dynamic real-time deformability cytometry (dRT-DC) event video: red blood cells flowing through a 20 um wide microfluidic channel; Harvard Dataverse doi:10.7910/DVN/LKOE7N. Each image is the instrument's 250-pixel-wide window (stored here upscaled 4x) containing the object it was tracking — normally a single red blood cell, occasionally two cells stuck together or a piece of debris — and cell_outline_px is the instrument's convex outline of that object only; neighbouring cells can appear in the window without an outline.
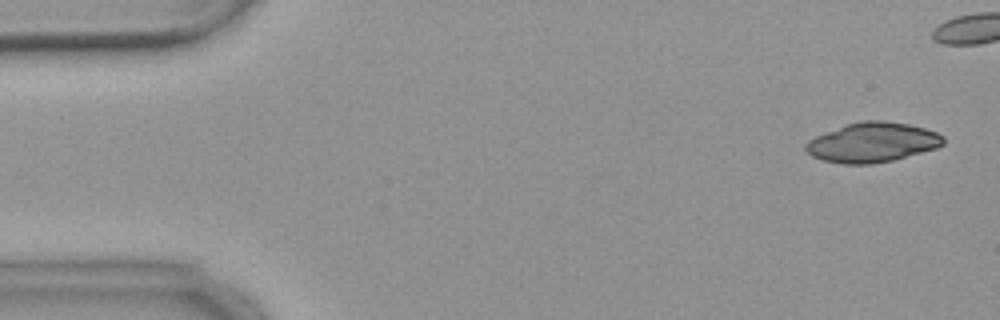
{"species": "common noctule bat (a hibernating species)", "species_latin": "Nyctalus noctula", "temperature_condition": "warm", "stored_images_in_passage": 7, "camera_frame_rate_fps": 3000, "um_per_image_px": 0.085, "animal": {"sex": "female", "body_mass_g": 18.4}, "frame": {"image": 1, "passage_image": 1, "time_ms": 0.0, "image_size_px": [1000, 320], "cell_outline_px": [[944, 144], [936, 148], [892, 160], [872, 164], [844, 164], [824, 160], [812, 156], [804, 148], [804, 144], [808, 140], [816, 136], [844, 124], [864, 120], [884, 120], [908, 124], [924, 128], [936, 132], [944, 136]], "centroid_in_image_um": [74.14, 12.09], "position_along_channel_um": 10.9, "area_um2": 31.79}}